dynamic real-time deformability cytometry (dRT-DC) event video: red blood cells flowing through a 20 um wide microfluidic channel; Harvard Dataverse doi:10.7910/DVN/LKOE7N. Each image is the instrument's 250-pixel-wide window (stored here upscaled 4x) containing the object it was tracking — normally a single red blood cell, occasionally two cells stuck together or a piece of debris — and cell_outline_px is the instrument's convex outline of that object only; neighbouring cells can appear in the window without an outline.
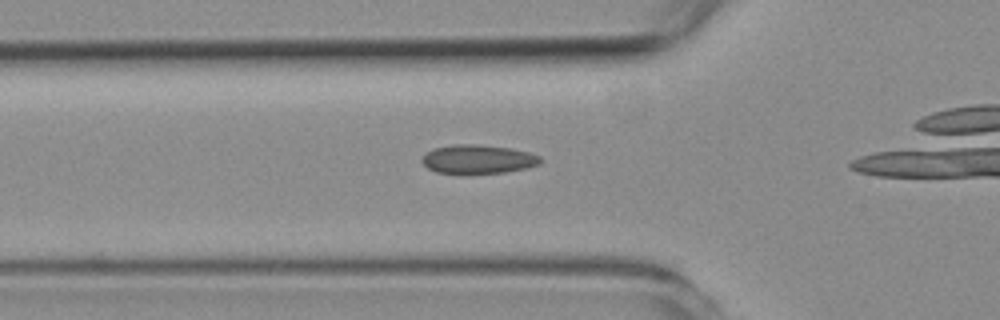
{"species": "common noctule bat (a hibernating species)", "species_latin": "Nyctalus noctula", "temperature_condition": "room temperature", "stored_images_in_passage": 12, "camera_frame_rate_fps": 3000, "um_per_image_px": 0.085, "animal": {"sex": "female", "body_mass_g": 19.3, "forearm_length_mm": 54.1}, "frame": {"image": 1, "passage_image": 7, "time_ms": 2.0, "image_size_px": [1000, 320], "cell_outline_px": [[540, 164], [524, 168], [504, 172], [464, 176], [460, 176], [436, 172], [428, 168], [420, 160], [432, 148], [452, 144], [476, 144], [512, 148], [528, 152], [540, 156]], "centroid_in_image_um": [40.57, 13.56], "position_along_channel_um": 85.2, "area_um2": 20.52}}
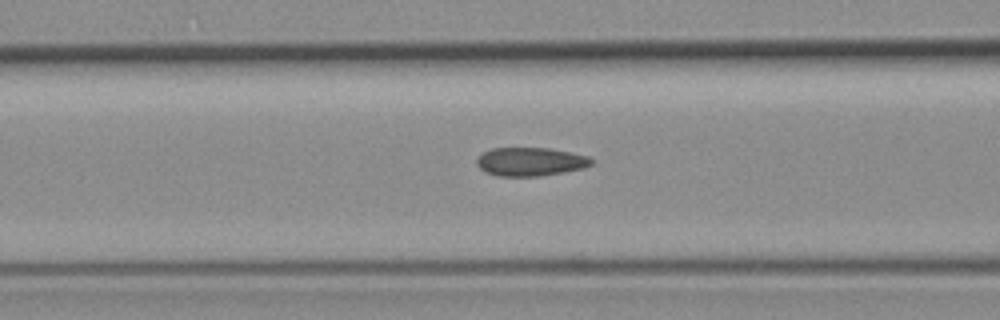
{"frame": {"image": 2, "passage_image": 10, "time_ms": 3.0, "image_size_px": [1000, 320], "cell_outline_px": [[592, 164], [584, 168], [564, 172], [540, 176], [496, 176], [484, 172], [476, 164], [476, 160], [484, 152], [492, 148], [548, 148], [588, 156], [592, 160]], "centroid_in_image_um": [45.06, 13.75], "position_along_channel_um": 121.5, "area_um2": 19.02}}